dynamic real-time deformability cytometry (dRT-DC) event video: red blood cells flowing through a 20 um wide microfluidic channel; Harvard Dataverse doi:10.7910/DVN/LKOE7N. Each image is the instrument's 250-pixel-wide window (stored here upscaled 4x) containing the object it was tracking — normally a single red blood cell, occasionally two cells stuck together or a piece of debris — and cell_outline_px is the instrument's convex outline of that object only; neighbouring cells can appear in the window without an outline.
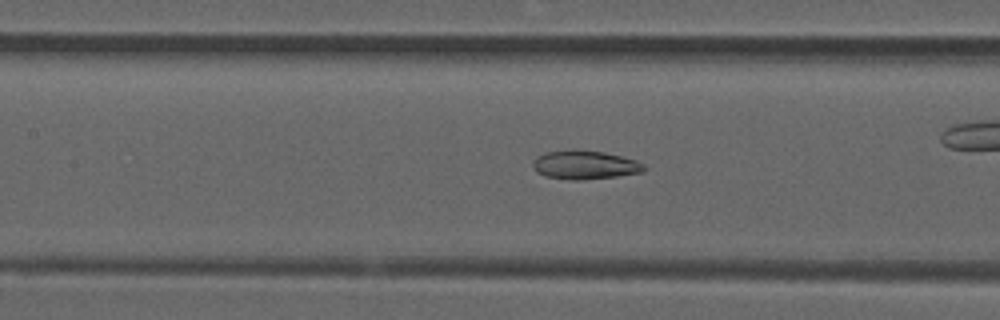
{"species": "common noctule bat (a hibernating species)", "species_latin": "Nyctalus noctula", "temperature_condition": "room temperature", "stored_images_in_passage": 43, "camera_frame_rate_fps": 3000, "um_per_image_px": 0.085, "animal": {"sex": "male", "forearm_length_mm": 52.5}, "frame": {"image": 1, "passage_image": 13, "time_ms": 4.0, "image_size_px": [1000, 320], "cell_outline_px": [[648, 168], [644, 172], [616, 176], [580, 180], [568, 180], [544, 176], [536, 172], [532, 164], [532, 160], [536, 156], [548, 152], [604, 152], [636, 160], [644, 164]], "centroid_in_image_um": [49.73, 14.06], "position_along_channel_um": 157.7, "area_um2": 18.15}, "authors_computed_cell_mechanics": {"area_um2": 17.7446, "velocity_mm_per_s": 3.8816, "shape_relaxation_time_tau1_ms": null, "shape_relaxation_time_tau2_ms": 3.5613, "deformation_change_tau1": null, "deformation_change_tau2": 0.1005}}